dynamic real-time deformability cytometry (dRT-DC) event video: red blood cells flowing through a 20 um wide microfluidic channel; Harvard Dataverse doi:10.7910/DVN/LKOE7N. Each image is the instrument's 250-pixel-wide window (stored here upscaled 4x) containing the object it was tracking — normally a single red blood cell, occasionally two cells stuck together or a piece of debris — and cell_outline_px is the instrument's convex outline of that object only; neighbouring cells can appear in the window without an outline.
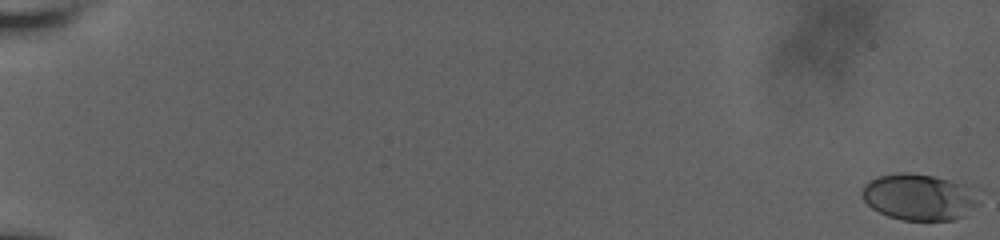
{"species": "human", "species_latin": "Homo sapiens", "temperature_condition": "room temperature", "stored_images_in_passage": 62, "camera_frame_rate_fps": 3000, "um_per_image_px": 0.085, "donor": {"sex": "male"}, "frame": {"image": 1, "passage_image": 1, "time_ms": 0.0, "image_size_px": [1000, 240], "cell_outline_px": [[980, 204], [960, 216], [952, 220], [904, 220], [888, 216], [872, 208], [860, 196], [860, 192], [864, 184], [880, 176], [900, 172], [908, 172], [932, 176], [972, 184], [980, 192]], "centroid_in_image_um": [78.19, 16.72], "position_along_channel_um": 6.8, "area_um2": 32.08}}
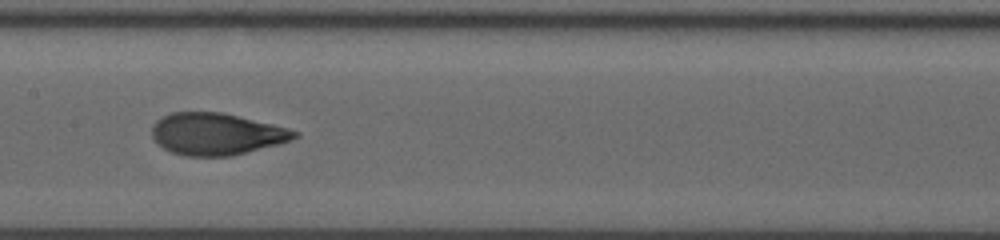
{"frame": {"image": 2, "passage_image": 35, "time_ms": 11.333, "image_size_px": [1000, 240], "cell_outline_px": [[300, 136], [292, 140], [280, 144], [232, 156], [184, 156], [172, 152], [164, 148], [152, 136], [152, 128], [156, 120], [172, 112], [220, 112], [272, 124], [288, 128], [300, 132]], "centroid_in_image_um": [18.43, 11.4], "position_along_channel_um": 189.0, "area_um2": 34.74}}
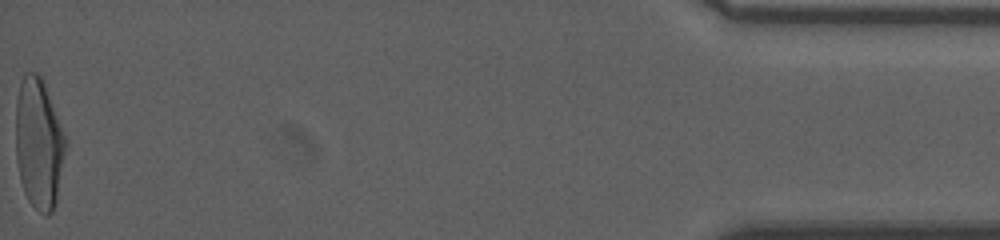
{"frame": {"image": 3, "passage_image": 62, "time_ms": 20.333, "image_size_px": [1000, 240], "cell_outline_px": [[68, 148], [56, 200], [52, 212], [48, 216], [44, 216], [28, 200], [24, 192], [20, 180], [16, 160], [16, 100], [20, 80], [24, 72], [36, 72], [40, 76], [44, 84], [68, 140]], "centroid_in_image_um": [3.31, 12.21], "position_along_channel_um": 431.9, "area_um2": 38.55}, "authors_computed_cell_mechanics": {"area_um2": 34.102, "velocity_mm_per_s": 3.6674, "shape_relaxation_time_tau1_ms": 5.412, "shape_relaxation_time_tau2_ms": null, "deformation_change_tau1": 0.2144, "deformation_change_tau2": null}}